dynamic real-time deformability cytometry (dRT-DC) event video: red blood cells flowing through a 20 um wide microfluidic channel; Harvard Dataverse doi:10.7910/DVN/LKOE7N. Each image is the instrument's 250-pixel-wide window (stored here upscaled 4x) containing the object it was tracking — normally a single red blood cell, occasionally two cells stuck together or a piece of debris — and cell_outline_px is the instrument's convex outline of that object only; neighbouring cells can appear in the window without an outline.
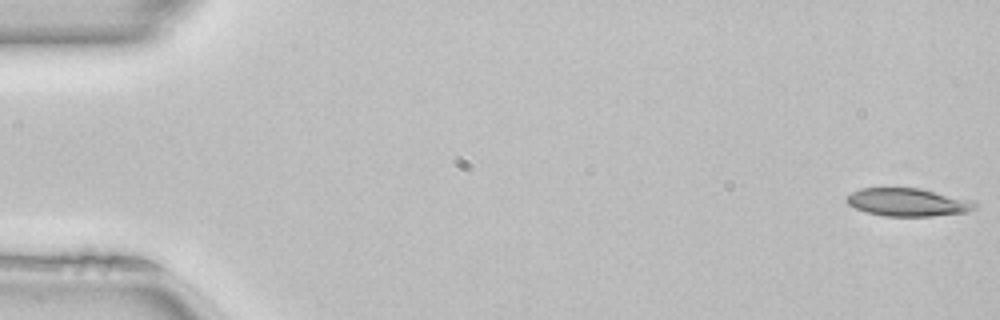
{"species": "common noctule bat (a hibernating species)", "species_latin": "Nyctalus noctula", "temperature_condition": "room temperature", "stored_images_in_passage": 50, "camera_frame_rate_fps": 3000, "um_per_image_px": 0.085, "animal": {"sex": "female", "body_mass_g": 22.7, "forearm_length_mm": 54.2}, "frame": {"image": 1, "passage_image": 1, "time_ms": 0.0, "image_size_px": [1000, 320], "cell_outline_px": [[976, 208], [968, 212], [932, 216], [884, 216], [868, 212], [856, 208], [848, 204], [844, 200], [852, 192], [860, 188], [920, 188], [972, 200], [976, 204]], "centroid_in_image_um": [77.17, 17.19], "position_along_channel_um": 7.8, "area_um2": 20.87}}
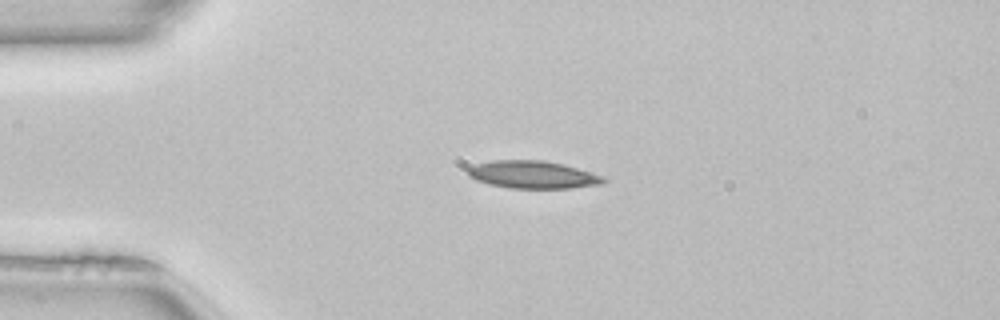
{"frame": {"image": 2, "passage_image": 12, "time_ms": 3.667, "image_size_px": [1000, 320], "cell_outline_px": [[608, 180], [604, 184], [572, 188], [508, 188], [488, 184], [476, 180], [468, 176], [468, 168], [476, 164], [492, 160], [540, 160], [564, 164], [604, 176]], "centroid_in_image_um": [45.32, 14.85], "position_along_channel_um": 39.7, "area_um2": 21.96}}
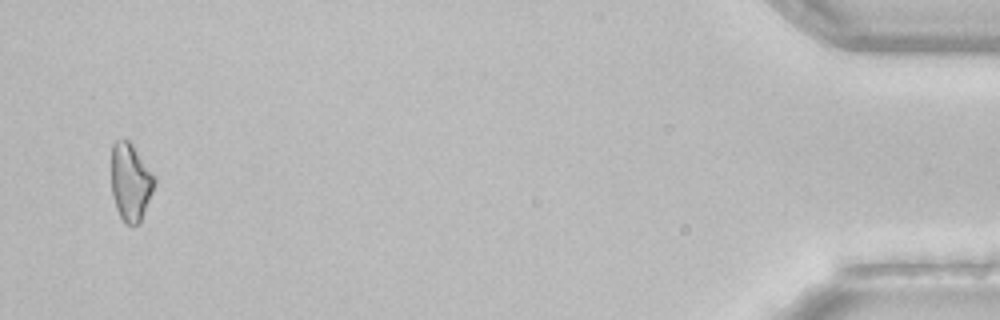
{"frame": {"image": 3, "passage_image": 49, "time_ms": 16.0, "image_size_px": [1000, 320], "cell_outline_px": [[156, 184], [140, 224], [124, 224], [116, 208], [112, 196], [112, 144], [116, 140], [124, 136], [132, 144], [156, 176]], "centroid_in_image_um": [11.11, 15.46], "position_along_channel_um": 424.1, "area_um2": 19.88}, "authors_computed_cell_mechanics": {"area_um2": 20.808, "velocity_mm_per_s": 4.0679, "shape_relaxation_time_tau1_ms": 9.635, "shape_relaxation_time_tau2_ms": null, "deformation_change_tau1": 0.1866, "deformation_change_tau2": null}}